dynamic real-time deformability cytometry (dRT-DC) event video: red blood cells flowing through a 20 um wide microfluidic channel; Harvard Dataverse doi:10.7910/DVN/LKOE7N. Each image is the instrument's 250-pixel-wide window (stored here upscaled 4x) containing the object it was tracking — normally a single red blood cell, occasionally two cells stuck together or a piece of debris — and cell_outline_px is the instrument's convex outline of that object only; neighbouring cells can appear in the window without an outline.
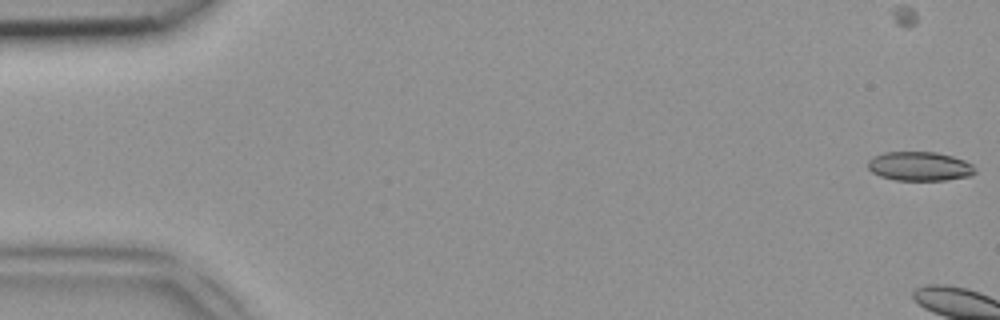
{"species": "common noctule bat (a hibernating species)", "species_latin": "Nyctalus noctula", "temperature_condition": "room temperature", "stored_images_in_passage": 5, "camera_frame_rate_fps": 3000, "um_per_image_px": 0.085, "animal": {"sex": "female", "body_mass_g": 18.4}, "frame": {"image": 1, "passage_image": 1, "time_ms": 0.0, "image_size_px": [1000, 320], "cell_outline_px": [[976, 172], [972, 176], [944, 180], [896, 180], [880, 176], [872, 172], [868, 168], [868, 160], [872, 156], [884, 152], [936, 152], [952, 156], [964, 160], [972, 164]], "centroid_in_image_um": [78.16, 14.13], "position_along_channel_um": 6.8, "area_um2": 18.26}}